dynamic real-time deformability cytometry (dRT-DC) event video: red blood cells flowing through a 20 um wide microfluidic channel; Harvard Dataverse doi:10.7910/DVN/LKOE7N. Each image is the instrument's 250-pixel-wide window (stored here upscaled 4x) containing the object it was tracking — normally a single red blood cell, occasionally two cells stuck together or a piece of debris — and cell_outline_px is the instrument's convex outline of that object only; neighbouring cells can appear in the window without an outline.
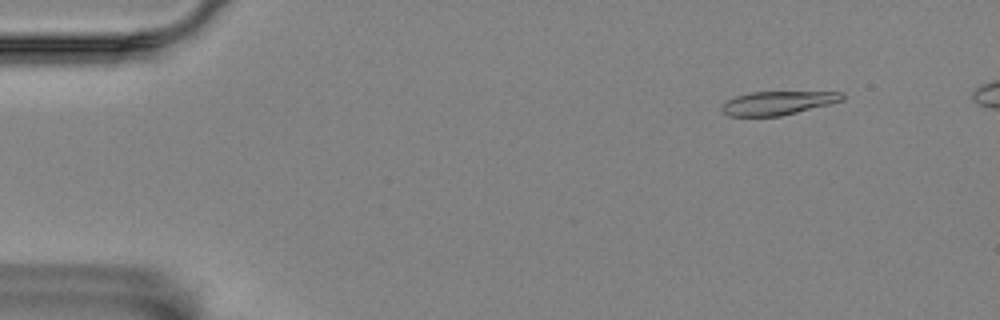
{"species": "Egyptian fruit bat (a non-hibernating species)", "species_latin": "Rousettus aegyptiacus", "temperature_condition": "room temperature", "stored_images_in_passage": 54, "camera_frame_rate_fps": 3000, "um_per_image_px": 0.085, "animal": {"sex": "female"}, "frame": {"image": 1, "passage_image": 6, "time_ms": 1.667, "image_size_px": [1000, 320], "cell_outline_px": [[844, 100], [780, 116], [728, 116], [720, 108], [728, 100], [736, 96], [752, 92], [844, 92]], "centroid_in_image_um": [66.11, 8.75], "position_along_channel_um": 18.9, "area_um2": 16.3}}
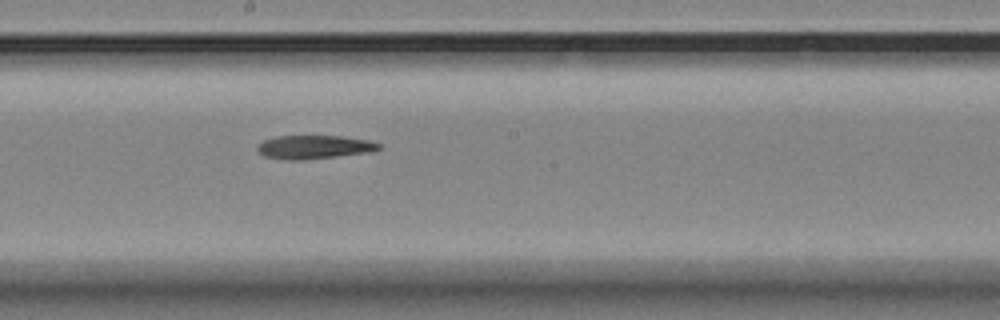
{"frame": {"image": 2, "passage_image": 31, "time_ms": 10.0, "image_size_px": [1000, 320], "cell_outline_px": [[380, 148], [368, 152], [304, 160], [288, 160], [264, 156], [256, 148], [264, 140], [276, 136], [340, 136], [368, 140], [380, 144]], "centroid_in_image_um": [26.67, 12.5], "position_along_channel_um": 221.5, "area_um2": 16.42}}
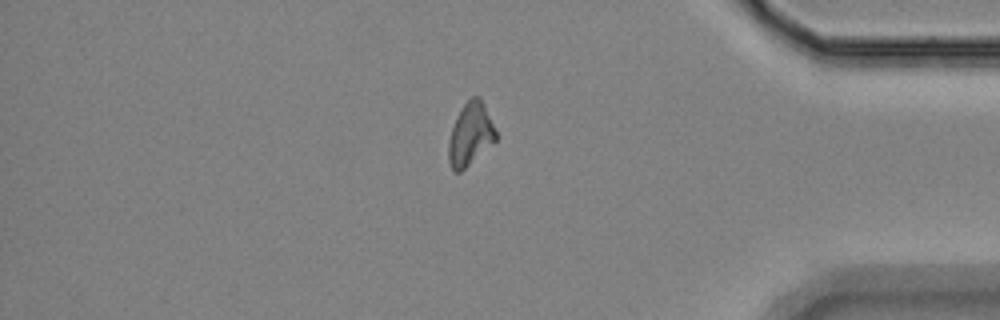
{"frame": {"image": 3, "passage_image": 48, "time_ms": 15.667, "image_size_px": [1000, 320], "cell_outline_px": [[496, 140], [460, 172], [452, 172], [448, 160], [448, 144], [452, 128], [460, 108], [472, 96], [480, 96], [496, 132]], "centroid_in_image_um": [39.95, 11.42], "position_along_channel_um": 395.2, "area_um2": 16.99}}